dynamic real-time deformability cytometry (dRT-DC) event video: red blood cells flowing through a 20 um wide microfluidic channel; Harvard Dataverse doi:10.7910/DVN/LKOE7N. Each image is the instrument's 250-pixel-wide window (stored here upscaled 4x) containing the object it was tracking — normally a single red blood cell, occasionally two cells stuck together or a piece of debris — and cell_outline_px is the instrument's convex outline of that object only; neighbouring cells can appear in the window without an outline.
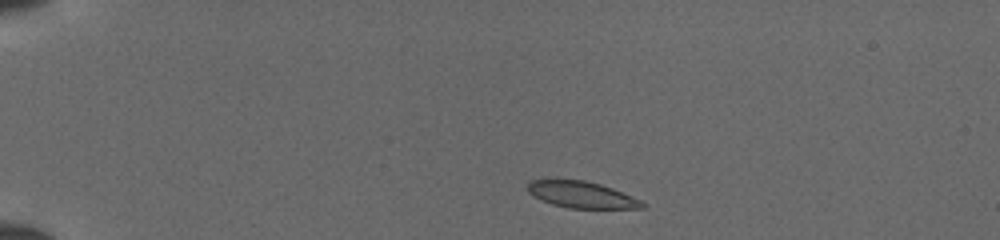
{"species": "common noctule bat (a hibernating species)", "species_latin": "Nyctalus noctula", "temperature_condition": "cold", "stored_images_in_passage": 41, "camera_frame_rate_fps": 3000, "um_per_image_px": 0.085, "animal": {"sex": "female", "body_mass_g": 19.5, "forearm_length_mm": 54.1}, "frame": {"image": 1, "passage_image": 2, "time_ms": 0.333, "image_size_px": [1000, 240], "cell_outline_px": [[648, 204], [644, 208], [568, 208], [552, 204], [540, 200], [532, 196], [528, 192], [528, 180], [584, 180], [600, 184], [612, 188], [640, 200]], "centroid_in_image_um": [49.42, 16.56], "position_along_channel_um": 35.6, "area_um2": 17.63}}
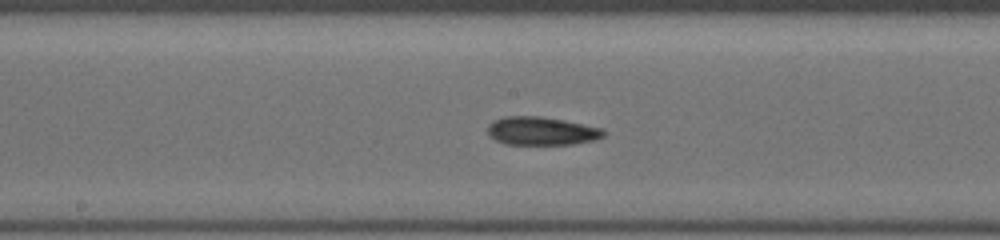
{"frame": {"image": 2, "passage_image": 19, "time_ms": 6.0, "image_size_px": [1000, 240], "cell_outline_px": [[604, 136], [596, 140], [572, 144], [504, 144], [496, 140], [488, 132], [488, 124], [492, 120], [504, 116], [540, 116], [564, 120], [604, 128]], "centroid_in_image_um": [46.04, 11.12], "position_along_channel_um": 202.2, "area_um2": 19.19}}
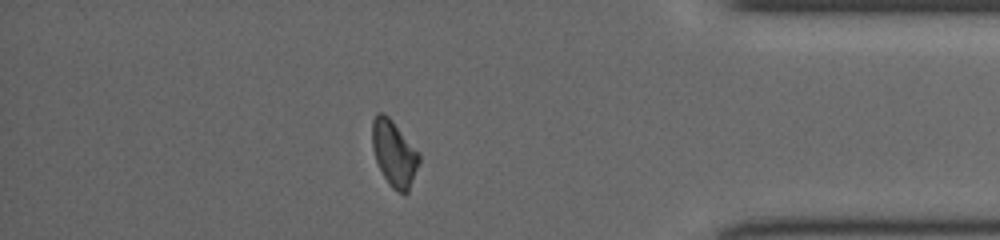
{"frame": {"image": 3, "passage_image": 35, "time_ms": 11.333, "image_size_px": [1000, 240], "cell_outline_px": [[420, 160], [408, 192], [404, 196], [392, 188], [388, 184], [376, 160], [372, 148], [372, 120], [376, 112], [384, 112], [392, 120], [420, 152]], "centroid_in_image_um": [33.5, 13.03], "position_along_channel_um": 401.7, "area_um2": 18.21}}